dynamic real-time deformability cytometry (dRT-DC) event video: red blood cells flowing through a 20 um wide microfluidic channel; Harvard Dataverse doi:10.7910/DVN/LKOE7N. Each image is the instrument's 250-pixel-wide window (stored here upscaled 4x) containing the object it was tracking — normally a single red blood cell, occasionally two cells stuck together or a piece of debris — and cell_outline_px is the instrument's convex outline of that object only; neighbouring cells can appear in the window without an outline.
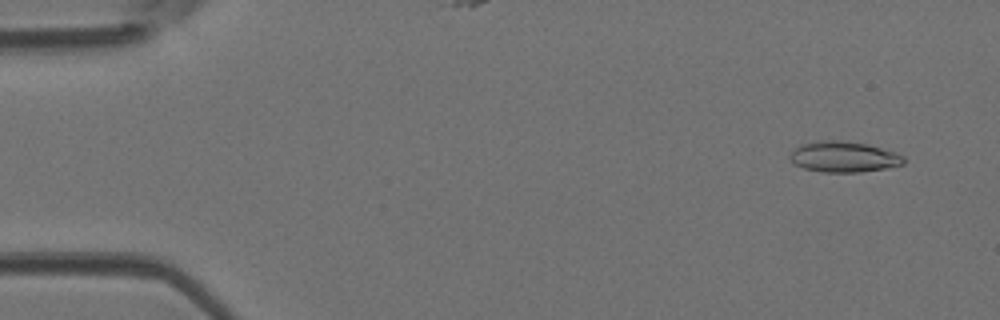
{"species": "Egyptian fruit bat (a non-hibernating species)", "species_latin": "Rousettus aegyptiacus", "temperature_condition": "room temperature", "stored_images_in_passage": 46, "camera_frame_rate_fps": 3000, "um_per_image_px": 0.085, "animal": {"sex": "female"}, "frame": {"image": 1, "passage_image": 3, "time_ms": 0.667, "image_size_px": [1000, 320], "cell_outline_px": [[904, 164], [884, 168], [860, 172], [820, 172], [804, 168], [796, 164], [788, 156], [800, 144], [824, 140], [836, 140], [868, 144], [896, 152], [904, 156]], "centroid_in_image_um": [71.73, 13.33], "position_along_channel_um": 13.3, "area_um2": 20.23}}
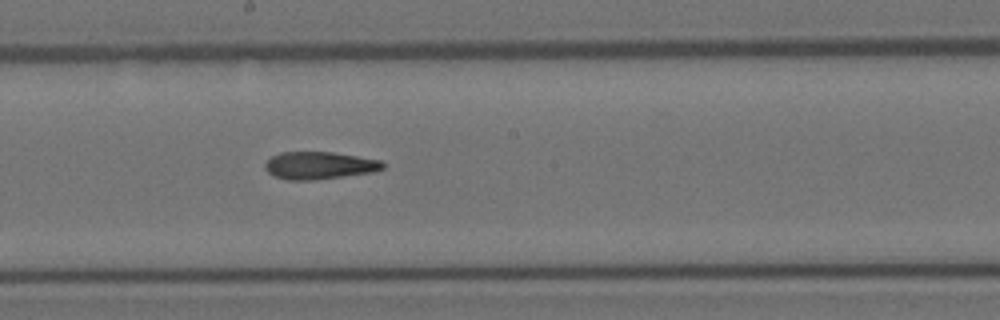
{"frame": {"image": 2, "passage_image": 25, "time_ms": 8.0, "image_size_px": [1000, 320], "cell_outline_px": [[384, 168], [372, 172], [316, 180], [288, 180], [272, 176], [264, 168], [264, 164], [272, 156], [280, 152], [332, 152], [380, 160], [384, 164]], "centroid_in_image_um": [27.1, 14.07], "position_along_channel_um": 221.1, "area_um2": 18.84}}
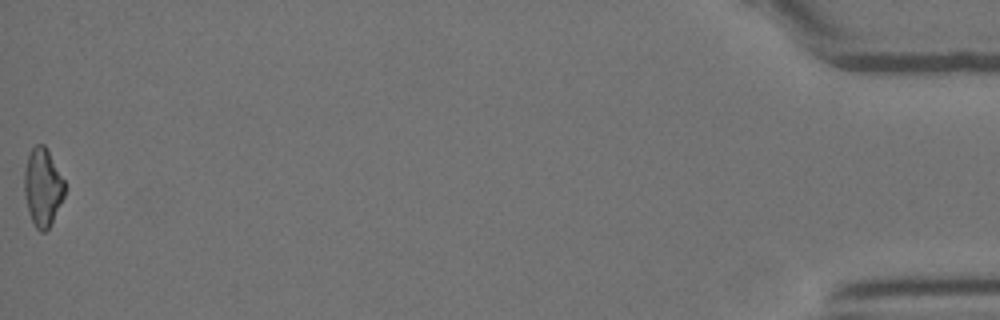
{"frame": {"image": 3, "passage_image": 46, "time_ms": 15.0, "image_size_px": [1000, 320], "cell_outline_px": [[68, 188], [48, 228], [44, 232], [40, 232], [36, 228], [28, 212], [24, 192], [24, 172], [28, 156], [32, 148], [36, 144], [44, 144], [64, 180]], "centroid_in_image_um": [3.63, 15.91], "position_along_channel_um": 431.6, "area_um2": 18.21}}